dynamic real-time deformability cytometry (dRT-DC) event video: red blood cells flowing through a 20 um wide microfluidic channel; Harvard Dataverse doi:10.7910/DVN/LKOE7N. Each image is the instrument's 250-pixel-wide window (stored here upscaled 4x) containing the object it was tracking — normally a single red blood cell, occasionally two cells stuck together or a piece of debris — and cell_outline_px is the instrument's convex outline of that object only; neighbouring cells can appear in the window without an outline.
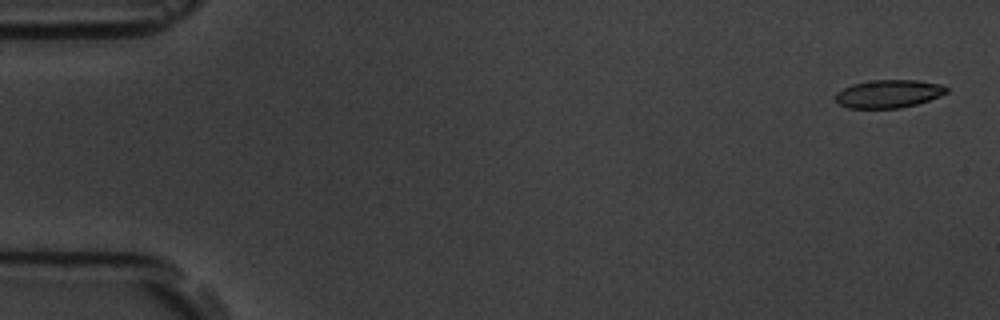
{"species": "common noctule bat (a hibernating species)", "species_latin": "Nyctalus noctula", "temperature_condition": "room temperature", "stored_images_in_passage": 8, "camera_frame_rate_fps": 3000, "um_per_image_px": 0.085, "animal": {"sex": "male", "body_mass_g": 19.5, "forearm_length_mm": 54.6}, "frame": {"image": 1, "passage_image": 1, "time_ms": 0.0, "image_size_px": [1000, 320], "cell_outline_px": [[948, 92], [940, 96], [916, 104], [900, 108], [848, 108], [840, 104], [836, 100], [836, 92], [852, 84], [872, 80], [916, 80], [944, 84], [948, 88]], "centroid_in_image_um": [75.56, 7.96], "position_along_channel_um": 9.4, "area_um2": 18.15}}
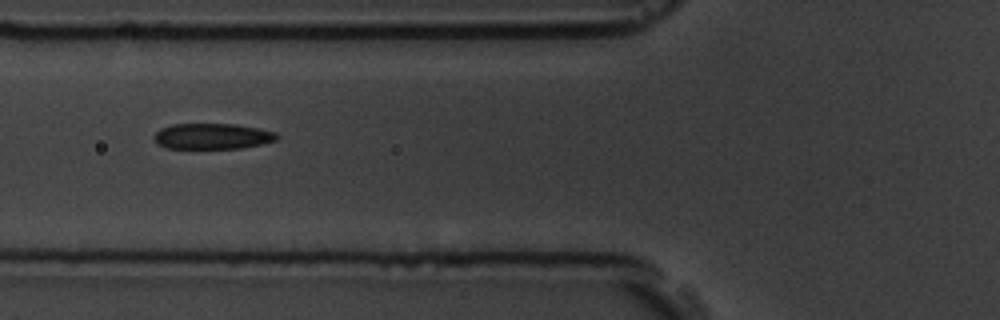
{"frame": {"image": 2, "passage_image": 7, "time_ms": 6.667, "image_size_px": [1000, 320], "cell_outline_px": [[280, 136], [276, 140], [260, 144], [240, 148], [164, 148], [156, 144], [152, 136], [160, 128], [172, 124], [236, 124], [260, 128], [276, 132]], "centroid_in_image_um": [18.02, 11.57], "position_along_channel_um": 107.8, "area_um2": 18.61}}
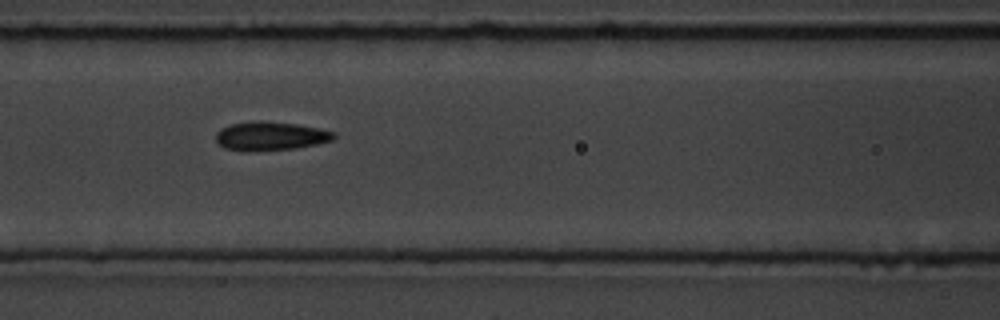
{"frame": {"image": 3, "passage_image": 8, "time_ms": 7.667, "image_size_px": [1000, 320], "cell_outline_px": [[336, 136], [332, 140], [316, 144], [296, 148], [252, 152], [244, 152], [224, 148], [216, 140], [216, 132], [220, 128], [232, 124], [260, 120], [296, 124], [336, 132]], "centroid_in_image_um": [22.96, 11.58], "position_along_channel_um": 143.6, "area_um2": 19.88}}